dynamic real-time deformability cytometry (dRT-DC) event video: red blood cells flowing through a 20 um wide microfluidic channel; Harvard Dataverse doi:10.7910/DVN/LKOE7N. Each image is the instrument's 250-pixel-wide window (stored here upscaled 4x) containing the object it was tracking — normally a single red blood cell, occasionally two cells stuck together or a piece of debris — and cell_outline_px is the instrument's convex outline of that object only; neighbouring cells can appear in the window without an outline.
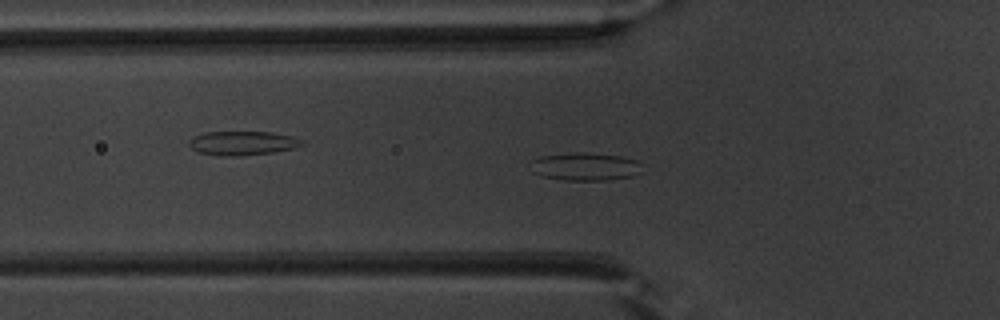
{"species": "common noctule bat (a hibernating species)", "species_latin": "Nyctalus noctula", "temperature_condition": "warm", "stored_images_in_passage": 52, "segment_of_instrument_passage": [1, 2], "camera_frame_rate_fps": 3000, "um_per_image_px": 0.085, "animal": {"sex": "male", "body_mass_g": 20.1, "forearm_length_mm": 53.5}, "frame": {"image": 1, "passage_image": 17, "time_ms": 5.333, "image_size_px": [1000, 320], "cell_outline_px": [[640, 172], [636, 176], [608, 180], [564, 180], [544, 176], [532, 172], [532, 160], [540, 156], [576, 152], [584, 152], [624, 156], [636, 160], [640, 164]], "centroid_in_image_um": [49.78, 14.15], "position_along_channel_um": 76.0, "area_um2": 18.21}}
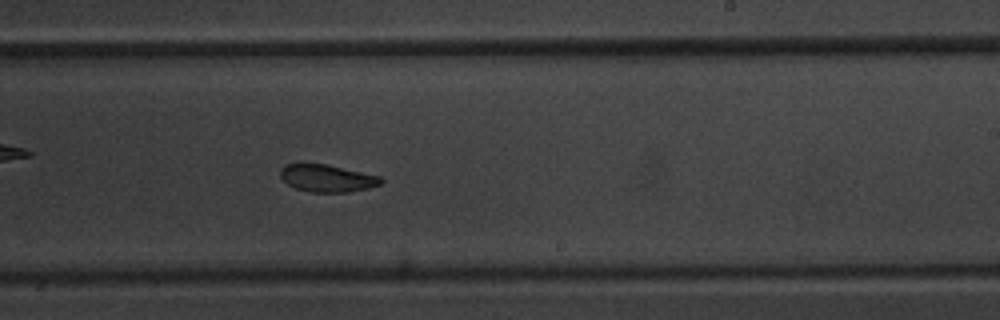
{"frame": {"image": 2, "passage_image": 31, "time_ms": 10.0, "image_size_px": [1000, 320], "cell_outline_px": [[384, 180], [380, 184], [368, 188], [348, 192], [312, 192], [296, 188], [288, 184], [280, 176], [280, 168], [284, 164], [300, 160], [324, 164], [380, 176]], "centroid_in_image_um": [27.72, 15.1], "position_along_channel_um": 261.3, "area_um2": 16.36}}
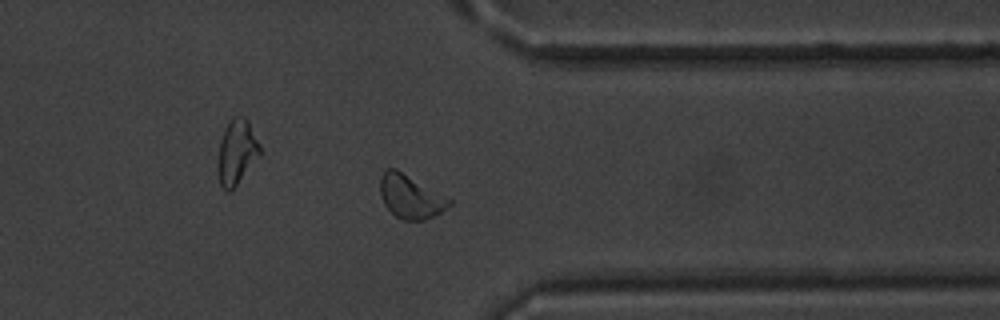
{"frame": {"image": 3, "passage_image": 40, "time_ms": 13.0, "image_size_px": [1000, 320], "cell_outline_px": [[452, 204], [440, 212], [424, 220], [404, 220], [396, 216], [384, 204], [380, 196], [380, 176], [388, 168], [396, 168], [448, 196], [452, 200]], "centroid_in_image_um": [34.91, 16.69], "position_along_channel_um": 376.5, "area_um2": 17.63}}